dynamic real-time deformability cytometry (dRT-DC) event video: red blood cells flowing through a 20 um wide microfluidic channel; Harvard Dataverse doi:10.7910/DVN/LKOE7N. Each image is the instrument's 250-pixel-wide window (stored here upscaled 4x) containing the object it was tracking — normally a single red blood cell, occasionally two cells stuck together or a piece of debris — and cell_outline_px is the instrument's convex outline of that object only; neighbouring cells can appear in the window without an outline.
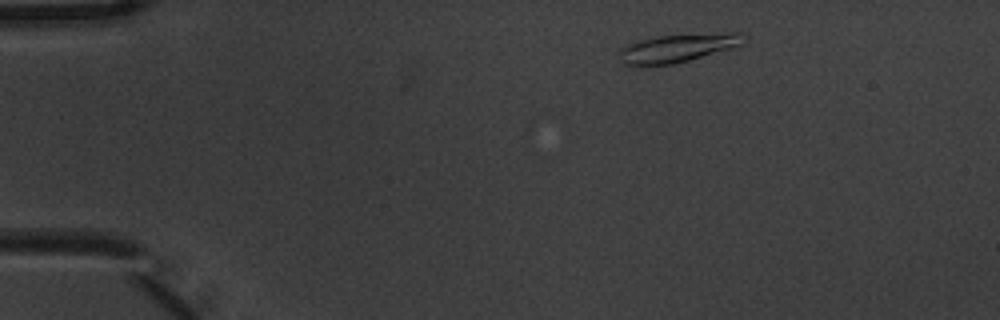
{"species": "common noctule bat (a hibernating species)", "species_latin": "Nyctalus noctula", "temperature_condition": "warm", "stored_images_in_passage": 3, "camera_frame_rate_fps": 3000, "um_per_image_px": 0.085, "animal": {"sex": "male", "body_mass_g": 20.1, "forearm_length_mm": 53.5}, "frame": {"image": 1, "passage_image": 1, "time_ms": 0.0, "image_size_px": [1000, 320], "cell_outline_px": [[748, 40], [740, 48], [672, 64], [640, 68], [624, 64], [620, 60], [620, 48], [636, 40], [656, 36], [728, 32], [740, 32], [748, 36]], "centroid_in_image_um": [57.69, 4.1], "position_along_channel_um": 27.3, "area_um2": 21.73}}